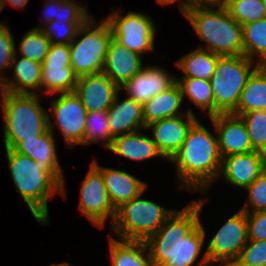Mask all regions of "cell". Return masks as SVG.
Wrapping results in <instances>:
<instances>
[{
  "mask_svg": "<svg viewBox=\"0 0 266 266\" xmlns=\"http://www.w3.org/2000/svg\"><path fill=\"white\" fill-rule=\"evenodd\" d=\"M49 38L40 28H34L22 38L19 50L22 57L43 63L50 48Z\"/></svg>",
  "mask_w": 266,
  "mask_h": 266,
  "instance_id": "836d02e7",
  "label": "cell"
},
{
  "mask_svg": "<svg viewBox=\"0 0 266 266\" xmlns=\"http://www.w3.org/2000/svg\"><path fill=\"white\" fill-rule=\"evenodd\" d=\"M254 60L242 56H221L210 79L214 96V116L230 114L237 109L240 95L249 76L259 66Z\"/></svg>",
  "mask_w": 266,
  "mask_h": 266,
  "instance_id": "8992f818",
  "label": "cell"
},
{
  "mask_svg": "<svg viewBox=\"0 0 266 266\" xmlns=\"http://www.w3.org/2000/svg\"><path fill=\"white\" fill-rule=\"evenodd\" d=\"M16 53L15 40L9 26L0 23V70L11 68V62Z\"/></svg>",
  "mask_w": 266,
  "mask_h": 266,
  "instance_id": "f35d334b",
  "label": "cell"
},
{
  "mask_svg": "<svg viewBox=\"0 0 266 266\" xmlns=\"http://www.w3.org/2000/svg\"><path fill=\"white\" fill-rule=\"evenodd\" d=\"M221 56L199 47L181 57L176 66L184 72L182 78H198L210 81Z\"/></svg>",
  "mask_w": 266,
  "mask_h": 266,
  "instance_id": "83f0119b",
  "label": "cell"
},
{
  "mask_svg": "<svg viewBox=\"0 0 266 266\" xmlns=\"http://www.w3.org/2000/svg\"><path fill=\"white\" fill-rule=\"evenodd\" d=\"M91 17L79 27L77 36L83 34L79 40L69 44L71 67L80 77L83 75L102 73L105 57L113 38L109 23L104 19L99 25ZM95 27V28H94Z\"/></svg>",
  "mask_w": 266,
  "mask_h": 266,
  "instance_id": "ba28073f",
  "label": "cell"
},
{
  "mask_svg": "<svg viewBox=\"0 0 266 266\" xmlns=\"http://www.w3.org/2000/svg\"><path fill=\"white\" fill-rule=\"evenodd\" d=\"M224 7L229 15L241 25L266 18L262 0H227Z\"/></svg>",
  "mask_w": 266,
  "mask_h": 266,
  "instance_id": "d6a6232c",
  "label": "cell"
},
{
  "mask_svg": "<svg viewBox=\"0 0 266 266\" xmlns=\"http://www.w3.org/2000/svg\"><path fill=\"white\" fill-rule=\"evenodd\" d=\"M105 18L109 23L113 38L122 46L142 56L154 50L156 27L146 14L130 11L125 16L112 9Z\"/></svg>",
  "mask_w": 266,
  "mask_h": 266,
  "instance_id": "9c48e42d",
  "label": "cell"
},
{
  "mask_svg": "<svg viewBox=\"0 0 266 266\" xmlns=\"http://www.w3.org/2000/svg\"><path fill=\"white\" fill-rule=\"evenodd\" d=\"M94 226L103 228L109 216L114 221V209L106 190L101 172L91 163L90 169L81 183L79 208Z\"/></svg>",
  "mask_w": 266,
  "mask_h": 266,
  "instance_id": "7c38bea8",
  "label": "cell"
},
{
  "mask_svg": "<svg viewBox=\"0 0 266 266\" xmlns=\"http://www.w3.org/2000/svg\"><path fill=\"white\" fill-rule=\"evenodd\" d=\"M46 3L44 25L54 20L65 24H84L90 18L86 6L78 5L75 0H46Z\"/></svg>",
  "mask_w": 266,
  "mask_h": 266,
  "instance_id": "f1b7e54d",
  "label": "cell"
},
{
  "mask_svg": "<svg viewBox=\"0 0 266 266\" xmlns=\"http://www.w3.org/2000/svg\"><path fill=\"white\" fill-rule=\"evenodd\" d=\"M266 170V154L252 151L244 154H234L223 157L220 175L226 181L246 189Z\"/></svg>",
  "mask_w": 266,
  "mask_h": 266,
  "instance_id": "ac0fdd59",
  "label": "cell"
},
{
  "mask_svg": "<svg viewBox=\"0 0 266 266\" xmlns=\"http://www.w3.org/2000/svg\"><path fill=\"white\" fill-rule=\"evenodd\" d=\"M247 242V216L246 212L239 210L222 225L210 240L205 255L210 265L238 259Z\"/></svg>",
  "mask_w": 266,
  "mask_h": 266,
  "instance_id": "30bf717a",
  "label": "cell"
},
{
  "mask_svg": "<svg viewBox=\"0 0 266 266\" xmlns=\"http://www.w3.org/2000/svg\"><path fill=\"white\" fill-rule=\"evenodd\" d=\"M184 15L198 37L207 42V49L220 56L244 55L243 28L224 6L194 8Z\"/></svg>",
  "mask_w": 266,
  "mask_h": 266,
  "instance_id": "3957f363",
  "label": "cell"
},
{
  "mask_svg": "<svg viewBox=\"0 0 266 266\" xmlns=\"http://www.w3.org/2000/svg\"><path fill=\"white\" fill-rule=\"evenodd\" d=\"M16 54L17 52L11 62L15 78L12 80L5 78V74L1 75V91L15 94H37L36 90L41 88L42 63L25 57H20V60H17Z\"/></svg>",
  "mask_w": 266,
  "mask_h": 266,
  "instance_id": "603a6c76",
  "label": "cell"
},
{
  "mask_svg": "<svg viewBox=\"0 0 266 266\" xmlns=\"http://www.w3.org/2000/svg\"><path fill=\"white\" fill-rule=\"evenodd\" d=\"M4 7H5L4 2L0 0V12H2Z\"/></svg>",
  "mask_w": 266,
  "mask_h": 266,
  "instance_id": "bcb514c9",
  "label": "cell"
},
{
  "mask_svg": "<svg viewBox=\"0 0 266 266\" xmlns=\"http://www.w3.org/2000/svg\"><path fill=\"white\" fill-rule=\"evenodd\" d=\"M78 76L71 67L70 47L67 44H51L42 63L41 87L42 93L74 92Z\"/></svg>",
  "mask_w": 266,
  "mask_h": 266,
  "instance_id": "8fae6325",
  "label": "cell"
},
{
  "mask_svg": "<svg viewBox=\"0 0 266 266\" xmlns=\"http://www.w3.org/2000/svg\"><path fill=\"white\" fill-rule=\"evenodd\" d=\"M262 3L264 4L266 10V0H262Z\"/></svg>",
  "mask_w": 266,
  "mask_h": 266,
  "instance_id": "7dc6e473",
  "label": "cell"
},
{
  "mask_svg": "<svg viewBox=\"0 0 266 266\" xmlns=\"http://www.w3.org/2000/svg\"><path fill=\"white\" fill-rule=\"evenodd\" d=\"M12 180L40 224H48V198L62 188L29 156L5 148Z\"/></svg>",
  "mask_w": 266,
  "mask_h": 266,
  "instance_id": "5b68a950",
  "label": "cell"
},
{
  "mask_svg": "<svg viewBox=\"0 0 266 266\" xmlns=\"http://www.w3.org/2000/svg\"><path fill=\"white\" fill-rule=\"evenodd\" d=\"M5 4V1H7L10 5L16 8H24L26 4H28V0H2Z\"/></svg>",
  "mask_w": 266,
  "mask_h": 266,
  "instance_id": "7bdbcfd3",
  "label": "cell"
},
{
  "mask_svg": "<svg viewBox=\"0 0 266 266\" xmlns=\"http://www.w3.org/2000/svg\"><path fill=\"white\" fill-rule=\"evenodd\" d=\"M5 148L37 138L49 130V115L40 105L37 94H15L1 91Z\"/></svg>",
  "mask_w": 266,
  "mask_h": 266,
  "instance_id": "277c9868",
  "label": "cell"
},
{
  "mask_svg": "<svg viewBox=\"0 0 266 266\" xmlns=\"http://www.w3.org/2000/svg\"><path fill=\"white\" fill-rule=\"evenodd\" d=\"M182 102L181 88L175 82L167 90L160 92L143 105L145 126L160 119L182 115L183 113L179 112Z\"/></svg>",
  "mask_w": 266,
  "mask_h": 266,
  "instance_id": "cb8c5ba5",
  "label": "cell"
},
{
  "mask_svg": "<svg viewBox=\"0 0 266 266\" xmlns=\"http://www.w3.org/2000/svg\"><path fill=\"white\" fill-rule=\"evenodd\" d=\"M183 116L160 119L146 126V129L153 130L152 139L168 161L180 150L192 125L198 120L192 110L186 113V121Z\"/></svg>",
  "mask_w": 266,
  "mask_h": 266,
  "instance_id": "9a60e30c",
  "label": "cell"
},
{
  "mask_svg": "<svg viewBox=\"0 0 266 266\" xmlns=\"http://www.w3.org/2000/svg\"><path fill=\"white\" fill-rule=\"evenodd\" d=\"M145 251H148L145 241H120L110 237L112 266H155L149 251Z\"/></svg>",
  "mask_w": 266,
  "mask_h": 266,
  "instance_id": "4316f807",
  "label": "cell"
},
{
  "mask_svg": "<svg viewBox=\"0 0 266 266\" xmlns=\"http://www.w3.org/2000/svg\"><path fill=\"white\" fill-rule=\"evenodd\" d=\"M249 193L248 203L240 209L251 212L249 206H253L252 212L266 211V170L246 189Z\"/></svg>",
  "mask_w": 266,
  "mask_h": 266,
  "instance_id": "8d00e7d4",
  "label": "cell"
},
{
  "mask_svg": "<svg viewBox=\"0 0 266 266\" xmlns=\"http://www.w3.org/2000/svg\"><path fill=\"white\" fill-rule=\"evenodd\" d=\"M234 115L240 116L245 122L252 149L266 154V110Z\"/></svg>",
  "mask_w": 266,
  "mask_h": 266,
  "instance_id": "e575fe53",
  "label": "cell"
},
{
  "mask_svg": "<svg viewBox=\"0 0 266 266\" xmlns=\"http://www.w3.org/2000/svg\"><path fill=\"white\" fill-rule=\"evenodd\" d=\"M107 117L112 138L146 129L143 105L129 97L119 102L117 94L107 110Z\"/></svg>",
  "mask_w": 266,
  "mask_h": 266,
  "instance_id": "7402d4cb",
  "label": "cell"
},
{
  "mask_svg": "<svg viewBox=\"0 0 266 266\" xmlns=\"http://www.w3.org/2000/svg\"><path fill=\"white\" fill-rule=\"evenodd\" d=\"M205 201H194L181 211H173L145 241L155 266H195L206 238L199 219ZM196 266H211L205 252Z\"/></svg>",
  "mask_w": 266,
  "mask_h": 266,
  "instance_id": "6da1fadb",
  "label": "cell"
},
{
  "mask_svg": "<svg viewBox=\"0 0 266 266\" xmlns=\"http://www.w3.org/2000/svg\"><path fill=\"white\" fill-rule=\"evenodd\" d=\"M266 110V65H259L249 76L232 114Z\"/></svg>",
  "mask_w": 266,
  "mask_h": 266,
  "instance_id": "484cf974",
  "label": "cell"
},
{
  "mask_svg": "<svg viewBox=\"0 0 266 266\" xmlns=\"http://www.w3.org/2000/svg\"><path fill=\"white\" fill-rule=\"evenodd\" d=\"M101 139L104 140V147L109 149L112 145L113 138L111 137L107 111L87 112L82 145H90L93 142L98 143V140Z\"/></svg>",
  "mask_w": 266,
  "mask_h": 266,
  "instance_id": "1f68e13d",
  "label": "cell"
},
{
  "mask_svg": "<svg viewBox=\"0 0 266 266\" xmlns=\"http://www.w3.org/2000/svg\"><path fill=\"white\" fill-rule=\"evenodd\" d=\"M110 151L131 160L139 161L154 157H163L153 139L141 131L119 135L113 138Z\"/></svg>",
  "mask_w": 266,
  "mask_h": 266,
  "instance_id": "d4e9b609",
  "label": "cell"
},
{
  "mask_svg": "<svg viewBox=\"0 0 266 266\" xmlns=\"http://www.w3.org/2000/svg\"><path fill=\"white\" fill-rule=\"evenodd\" d=\"M244 55L253 60L260 57L259 65H266V18L242 25Z\"/></svg>",
  "mask_w": 266,
  "mask_h": 266,
  "instance_id": "f546056e",
  "label": "cell"
},
{
  "mask_svg": "<svg viewBox=\"0 0 266 266\" xmlns=\"http://www.w3.org/2000/svg\"><path fill=\"white\" fill-rule=\"evenodd\" d=\"M51 266H72V265L70 263H67V262H62L59 264H52Z\"/></svg>",
  "mask_w": 266,
  "mask_h": 266,
  "instance_id": "f6af8a7d",
  "label": "cell"
},
{
  "mask_svg": "<svg viewBox=\"0 0 266 266\" xmlns=\"http://www.w3.org/2000/svg\"><path fill=\"white\" fill-rule=\"evenodd\" d=\"M92 164L101 172L110 201L116 210L122 204L142 195L146 183L126 171L99 166L94 160Z\"/></svg>",
  "mask_w": 266,
  "mask_h": 266,
  "instance_id": "44dd1931",
  "label": "cell"
},
{
  "mask_svg": "<svg viewBox=\"0 0 266 266\" xmlns=\"http://www.w3.org/2000/svg\"><path fill=\"white\" fill-rule=\"evenodd\" d=\"M121 88L106 74L97 73L78 77L75 94L87 112L107 111Z\"/></svg>",
  "mask_w": 266,
  "mask_h": 266,
  "instance_id": "2e32d148",
  "label": "cell"
},
{
  "mask_svg": "<svg viewBox=\"0 0 266 266\" xmlns=\"http://www.w3.org/2000/svg\"><path fill=\"white\" fill-rule=\"evenodd\" d=\"M178 2L179 7L182 11V14H184L188 10V0L182 1V0H157L158 3L164 5V4H172L173 2Z\"/></svg>",
  "mask_w": 266,
  "mask_h": 266,
  "instance_id": "b9f144b4",
  "label": "cell"
},
{
  "mask_svg": "<svg viewBox=\"0 0 266 266\" xmlns=\"http://www.w3.org/2000/svg\"><path fill=\"white\" fill-rule=\"evenodd\" d=\"M176 78V76H170L161 67L148 66L142 68L120 88L126 90L129 98L144 105L148 100L171 87L176 82Z\"/></svg>",
  "mask_w": 266,
  "mask_h": 266,
  "instance_id": "d6986e66",
  "label": "cell"
},
{
  "mask_svg": "<svg viewBox=\"0 0 266 266\" xmlns=\"http://www.w3.org/2000/svg\"><path fill=\"white\" fill-rule=\"evenodd\" d=\"M219 264H221L222 266H248V265L243 264L238 259L222 261V262H219Z\"/></svg>",
  "mask_w": 266,
  "mask_h": 266,
  "instance_id": "ee69618b",
  "label": "cell"
},
{
  "mask_svg": "<svg viewBox=\"0 0 266 266\" xmlns=\"http://www.w3.org/2000/svg\"><path fill=\"white\" fill-rule=\"evenodd\" d=\"M54 124L49 117V130L37 138L26 139L19 142L13 150L29 156L36 162L38 168L45 171L61 188L62 196H65L62 168L56 154L55 138L53 136Z\"/></svg>",
  "mask_w": 266,
  "mask_h": 266,
  "instance_id": "4fadbf2b",
  "label": "cell"
},
{
  "mask_svg": "<svg viewBox=\"0 0 266 266\" xmlns=\"http://www.w3.org/2000/svg\"><path fill=\"white\" fill-rule=\"evenodd\" d=\"M170 161L176 164L181 187L206 191L220 173L222 157L217 137L197 120Z\"/></svg>",
  "mask_w": 266,
  "mask_h": 266,
  "instance_id": "7a4b0ae2",
  "label": "cell"
},
{
  "mask_svg": "<svg viewBox=\"0 0 266 266\" xmlns=\"http://www.w3.org/2000/svg\"><path fill=\"white\" fill-rule=\"evenodd\" d=\"M141 195L116 209L112 230L120 239L146 241L175 210H167Z\"/></svg>",
  "mask_w": 266,
  "mask_h": 266,
  "instance_id": "52a82bcc",
  "label": "cell"
},
{
  "mask_svg": "<svg viewBox=\"0 0 266 266\" xmlns=\"http://www.w3.org/2000/svg\"><path fill=\"white\" fill-rule=\"evenodd\" d=\"M238 260L248 266H266V240H248Z\"/></svg>",
  "mask_w": 266,
  "mask_h": 266,
  "instance_id": "74e56055",
  "label": "cell"
},
{
  "mask_svg": "<svg viewBox=\"0 0 266 266\" xmlns=\"http://www.w3.org/2000/svg\"><path fill=\"white\" fill-rule=\"evenodd\" d=\"M53 117L67 144L75 146L84 141L87 110L75 94L61 93L58 99L51 101Z\"/></svg>",
  "mask_w": 266,
  "mask_h": 266,
  "instance_id": "5bb4252c",
  "label": "cell"
},
{
  "mask_svg": "<svg viewBox=\"0 0 266 266\" xmlns=\"http://www.w3.org/2000/svg\"><path fill=\"white\" fill-rule=\"evenodd\" d=\"M182 92V97L187 94L189 99L202 111L207 110L209 118L214 116V96L208 80L198 78H176Z\"/></svg>",
  "mask_w": 266,
  "mask_h": 266,
  "instance_id": "4dcf8cb0",
  "label": "cell"
},
{
  "mask_svg": "<svg viewBox=\"0 0 266 266\" xmlns=\"http://www.w3.org/2000/svg\"><path fill=\"white\" fill-rule=\"evenodd\" d=\"M215 131L221 157L244 154L254 151L251 146L248 130L240 116L217 114L210 117Z\"/></svg>",
  "mask_w": 266,
  "mask_h": 266,
  "instance_id": "e0dca14e",
  "label": "cell"
},
{
  "mask_svg": "<svg viewBox=\"0 0 266 266\" xmlns=\"http://www.w3.org/2000/svg\"><path fill=\"white\" fill-rule=\"evenodd\" d=\"M142 68V56L132 52L112 38L102 73L106 74L119 87H122Z\"/></svg>",
  "mask_w": 266,
  "mask_h": 266,
  "instance_id": "ffe728a7",
  "label": "cell"
},
{
  "mask_svg": "<svg viewBox=\"0 0 266 266\" xmlns=\"http://www.w3.org/2000/svg\"><path fill=\"white\" fill-rule=\"evenodd\" d=\"M206 4H205V3ZM227 3V0H188V10L194 8H204V7H221Z\"/></svg>",
  "mask_w": 266,
  "mask_h": 266,
  "instance_id": "60d3db41",
  "label": "cell"
},
{
  "mask_svg": "<svg viewBox=\"0 0 266 266\" xmlns=\"http://www.w3.org/2000/svg\"><path fill=\"white\" fill-rule=\"evenodd\" d=\"M248 240H266V211L246 212Z\"/></svg>",
  "mask_w": 266,
  "mask_h": 266,
  "instance_id": "ab89813d",
  "label": "cell"
},
{
  "mask_svg": "<svg viewBox=\"0 0 266 266\" xmlns=\"http://www.w3.org/2000/svg\"><path fill=\"white\" fill-rule=\"evenodd\" d=\"M46 27L40 28L43 33L49 38L51 44H67L69 45L75 37H78L77 31L83 24H65L56 20L45 24ZM43 27V28H42Z\"/></svg>",
  "mask_w": 266,
  "mask_h": 266,
  "instance_id": "d590c367",
  "label": "cell"
}]
</instances>
